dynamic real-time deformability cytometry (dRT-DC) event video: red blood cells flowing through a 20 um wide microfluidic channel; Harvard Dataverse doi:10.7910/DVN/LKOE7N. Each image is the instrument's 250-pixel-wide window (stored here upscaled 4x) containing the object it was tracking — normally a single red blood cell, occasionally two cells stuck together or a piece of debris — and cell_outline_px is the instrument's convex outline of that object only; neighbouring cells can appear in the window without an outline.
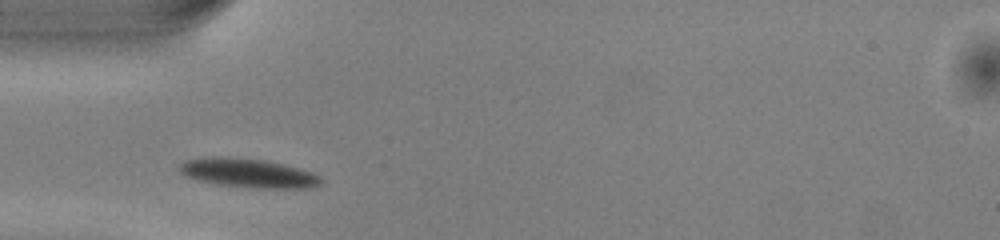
{"species": "common noctule bat (a hibernating species)", "species_latin": "Nyctalus noctula", "temperature_condition": "warm", "stored_images_in_passage": 36, "camera_frame_rate_fps": 3000, "um_per_image_px": 0.085, "animal": {"sex": "male", "body_mass_g": 13.0, "forearm_length_mm": 53.1}, "frame": {"image": 1, "passage_image": 1, "time_ms": 0.0, "image_size_px": [1000, 240], "cell_outline_px": [[324, 180], [320, 184], [312, 188], [252, 188], [220, 184], [196, 180], [180, 172], [176, 168], [184, 160], [212, 156], [220, 156], [264, 160], [300, 168], [312, 172], [320, 176]], "centroid_in_image_um": [21.1, 14.71], "position_along_channel_um": 63.9, "area_um2": 24.04}}
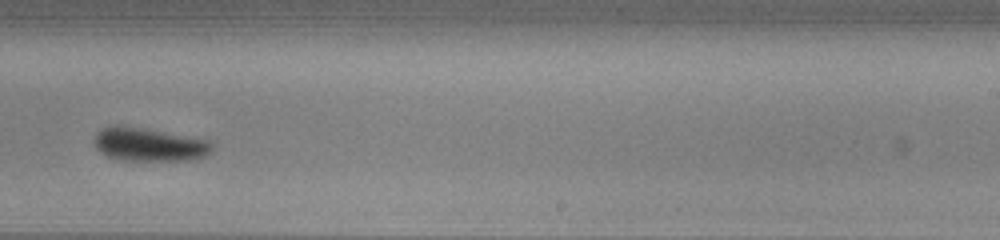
{"frame": {"image": 2, "passage_image": 17, "time_ms": 5.333, "image_size_px": [1000, 240], "cell_outline_px": [[212, 148], [204, 156], [188, 160], [120, 160], [108, 156], [100, 152], [96, 148], [92, 140], [96, 132], [100, 128], [112, 124], [120, 124], [212, 140]], "centroid_in_image_um": [12.6, 12.25], "position_along_channel_um": 276.4, "area_um2": 23.24}}
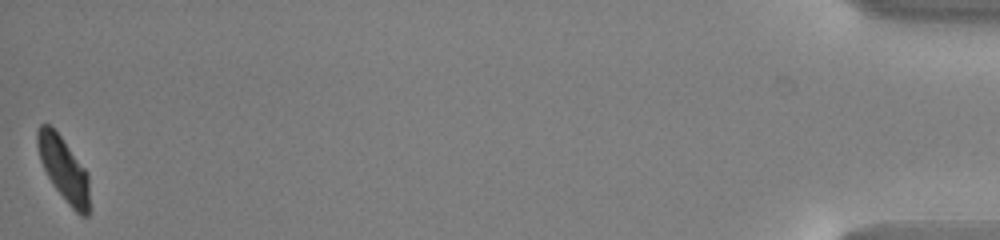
{"frame": {"image": 3, "passage_image": 36, "time_ms": 11.667, "image_size_px": [1000, 240], "cell_outline_px": [[88, 216], [80, 216], [68, 204], [52, 184], [40, 160], [36, 144], [36, 132], [40, 124], [48, 124], [60, 136], [88, 172]], "centroid_in_image_um": [5.39, 14.36], "position_along_channel_um": 429.8, "area_um2": 19.13}, "authors_computed_cell_mechanics": {"area_um2": 22.2241, "velocity_mm_per_s": 4.0151, "shape_relaxation_time_tau1_ms": 2.3153, "shape_relaxation_time_tau2_ms": null, "deformation_change_tau1": 0.1249, "deformation_change_tau2": null}}